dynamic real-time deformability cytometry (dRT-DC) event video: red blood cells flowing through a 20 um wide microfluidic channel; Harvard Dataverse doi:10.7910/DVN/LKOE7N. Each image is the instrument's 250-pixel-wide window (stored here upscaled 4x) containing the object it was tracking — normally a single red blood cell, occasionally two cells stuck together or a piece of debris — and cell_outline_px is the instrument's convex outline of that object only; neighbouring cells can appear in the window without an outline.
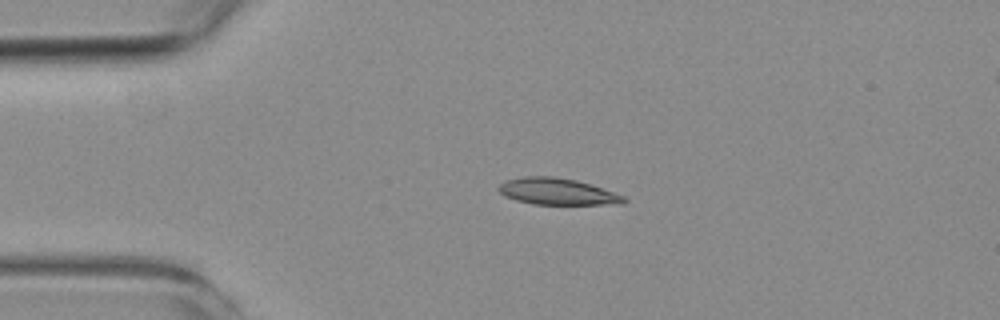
{"species": "common noctule bat (a hibernating species)", "species_latin": "Nyctalus noctula", "temperature_condition": "room temperature", "stored_images_in_passage": 4, "camera_frame_rate_fps": 3000, "um_per_image_px": 0.085, "animal": {"sex": "female", "body_mass_g": 19.3, "forearm_length_mm": 54.1}, "frame": {"image": 1, "passage_image": 3, "time_ms": 3.0, "image_size_px": [1000, 320], "cell_outline_px": [[628, 200], [624, 204], [532, 204], [516, 200], [504, 196], [496, 188], [504, 180], [524, 176], [552, 176], [576, 180], [624, 196]], "centroid_in_image_um": [47.32, 16.28], "position_along_channel_um": 37.7, "area_um2": 19.31}}